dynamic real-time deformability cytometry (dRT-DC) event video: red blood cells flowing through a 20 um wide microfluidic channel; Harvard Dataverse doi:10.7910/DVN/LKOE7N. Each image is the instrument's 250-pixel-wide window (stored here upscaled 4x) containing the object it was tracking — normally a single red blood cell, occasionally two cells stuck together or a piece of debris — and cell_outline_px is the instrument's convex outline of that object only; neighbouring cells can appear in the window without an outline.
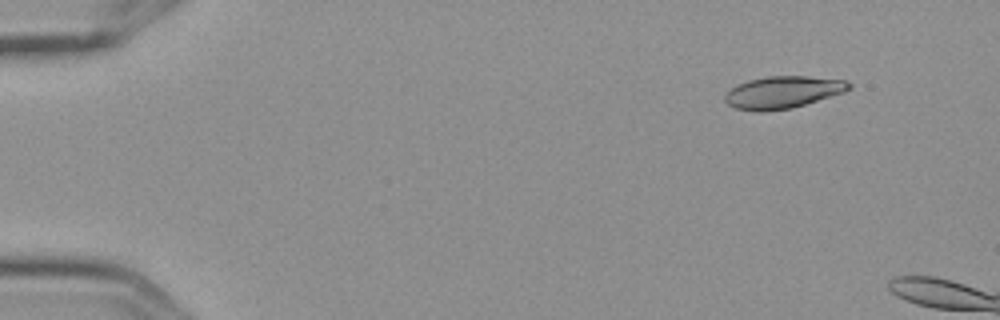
{"species": "Egyptian fruit bat (a non-hibernating species)", "species_latin": "Rousettus aegyptiacus", "temperature_condition": "cold", "stored_images_in_passage": 6, "camera_frame_rate_fps": 3000, "um_per_image_px": 0.085, "frame": {"image": 1, "passage_image": 2, "time_ms": 0.333, "image_size_px": [1000, 320], "cell_outline_px": [[852, 88], [844, 92], [792, 108], [764, 112], [756, 112], [736, 108], [728, 104], [724, 100], [724, 96], [736, 84], [748, 80], [768, 76], [808, 76], [844, 80], [852, 84]], "centroid_in_image_um": [66.53, 7.84], "position_along_channel_um": 18.5, "area_um2": 23.29}}